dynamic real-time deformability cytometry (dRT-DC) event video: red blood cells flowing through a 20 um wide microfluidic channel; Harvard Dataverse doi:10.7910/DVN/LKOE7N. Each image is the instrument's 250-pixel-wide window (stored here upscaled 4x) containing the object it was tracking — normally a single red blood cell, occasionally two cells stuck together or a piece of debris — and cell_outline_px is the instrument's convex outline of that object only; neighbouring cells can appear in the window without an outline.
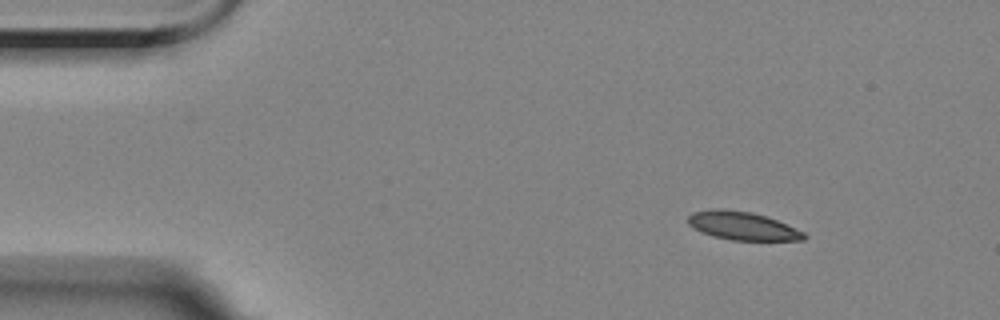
{"species": "Egyptian fruit bat (a non-hibernating species)", "species_latin": "Rousettus aegyptiacus", "temperature_condition": "room temperature", "stored_images_in_passage": 2, "camera_frame_rate_fps": 3000, "um_per_image_px": 0.085, "animal": {"sex": "female"}, "frame": {"image": 1, "passage_image": 2, "time_ms": 2.333, "image_size_px": [1000, 320], "cell_outline_px": [[808, 236], [804, 240], [732, 240], [712, 236], [688, 224], [688, 216], [692, 212], [712, 208], [724, 208], [752, 212], [776, 220], [804, 232]], "centroid_in_image_um": [63.1, 19.18], "position_along_channel_um": 21.9, "area_um2": 19.02}}